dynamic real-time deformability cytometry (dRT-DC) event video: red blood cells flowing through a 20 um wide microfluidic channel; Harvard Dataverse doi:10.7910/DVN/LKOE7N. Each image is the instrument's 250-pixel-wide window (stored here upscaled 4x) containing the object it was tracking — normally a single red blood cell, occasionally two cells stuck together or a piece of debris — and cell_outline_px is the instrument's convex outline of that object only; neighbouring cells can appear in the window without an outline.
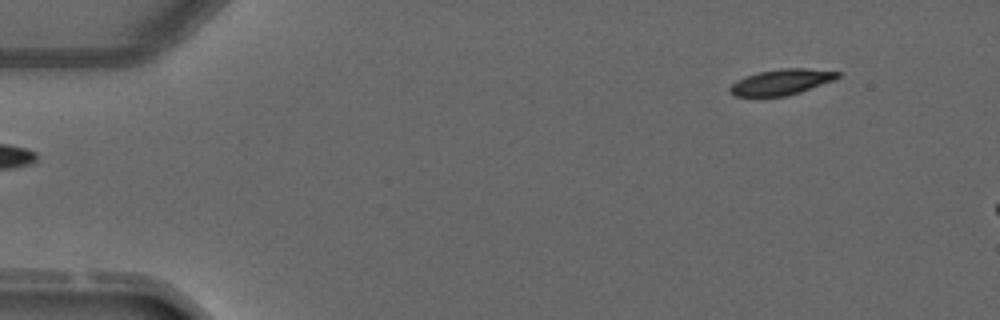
{"species": "common noctule bat (a hibernating species)", "species_latin": "Nyctalus noctula", "temperature_condition": "warm", "stored_images_in_passage": 3, "camera_frame_rate_fps": 3000, "um_per_image_px": 0.085, "animal": {"sex": "male", "forearm_length_mm": 52.5}, "frame": {"image": 1, "passage_image": 1, "time_ms": 0.0, "image_size_px": [1000, 320], "cell_outline_px": [[840, 76], [836, 80], [800, 92], [784, 96], [736, 96], [728, 92], [728, 88], [736, 80], [744, 76], [760, 72], [780, 68], [804, 68], [840, 72]], "centroid_in_image_um": [66.41, 6.97], "position_along_channel_um": 18.6, "area_um2": 16.18}}